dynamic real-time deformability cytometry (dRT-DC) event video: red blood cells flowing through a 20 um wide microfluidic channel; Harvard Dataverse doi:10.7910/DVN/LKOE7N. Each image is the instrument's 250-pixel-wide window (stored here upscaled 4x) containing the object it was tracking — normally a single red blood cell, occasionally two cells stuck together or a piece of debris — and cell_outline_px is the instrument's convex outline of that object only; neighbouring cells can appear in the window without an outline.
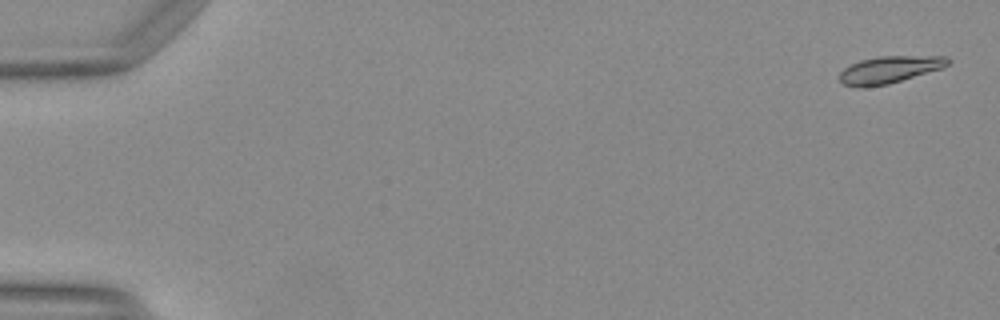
{"species": "Egyptian fruit bat (a non-hibernating species)", "species_latin": "Rousettus aegyptiacus", "temperature_condition": "warm", "stored_images_in_passage": 15, "camera_frame_rate_fps": 3000, "um_per_image_px": 0.085, "animal": {"sex": "female"}, "frame": {"image": 1, "passage_image": 2, "time_ms": 0.333, "image_size_px": [1000, 320], "cell_outline_px": [[952, 60], [948, 64], [940, 68], [888, 84], [860, 88], [856, 88], [844, 84], [840, 80], [840, 72], [844, 68], [860, 60], [880, 56], [948, 56]], "centroid_in_image_um": [75.58, 5.91], "position_along_channel_um": 9.4, "area_um2": 16.94}}